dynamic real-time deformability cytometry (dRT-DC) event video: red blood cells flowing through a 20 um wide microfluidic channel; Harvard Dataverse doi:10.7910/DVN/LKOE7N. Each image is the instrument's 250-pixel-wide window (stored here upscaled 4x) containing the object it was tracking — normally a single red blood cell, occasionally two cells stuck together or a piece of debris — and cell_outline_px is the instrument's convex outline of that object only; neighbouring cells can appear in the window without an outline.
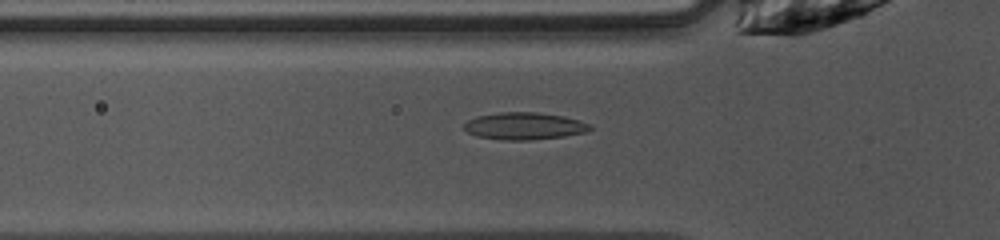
{"species": "common noctule bat (a hibernating species)", "species_latin": "Nyctalus noctula", "temperature_condition": "warm", "stored_images_in_passage": 47, "camera_frame_rate_fps": 3000, "um_per_image_px": 0.085, "animal": {"sex": "female", "body_mass_g": 10.0, "forearm_length_mm": 53.1}, "frame": {"image": 1, "passage_image": 14, "time_ms": 4.333, "image_size_px": [1000, 240], "cell_outline_px": [[592, 128], [588, 132], [564, 136], [528, 140], [504, 140], [476, 136], [468, 132], [464, 128], [464, 124], [468, 120], [476, 116], [500, 112], [536, 112], [564, 116], [580, 120], [588, 124]], "centroid_in_image_um": [44.57, 10.71], "position_along_channel_um": 81.2, "area_um2": 19.94}}
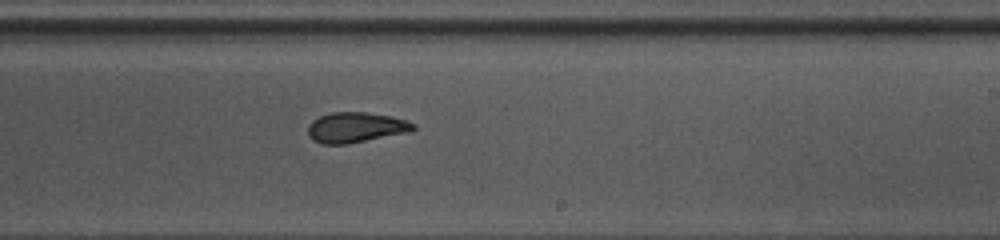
{"frame": {"image": 2, "passage_image": 27, "time_ms": 8.667, "image_size_px": [1000, 240], "cell_outline_px": [[416, 128], [412, 132], [348, 144], [324, 144], [312, 140], [308, 136], [308, 124], [312, 120], [320, 116], [332, 112], [364, 112], [388, 116], [404, 120], [416, 124]], "centroid_in_image_um": [30.23, 10.84], "position_along_channel_um": 258.8, "area_um2": 18.73}}
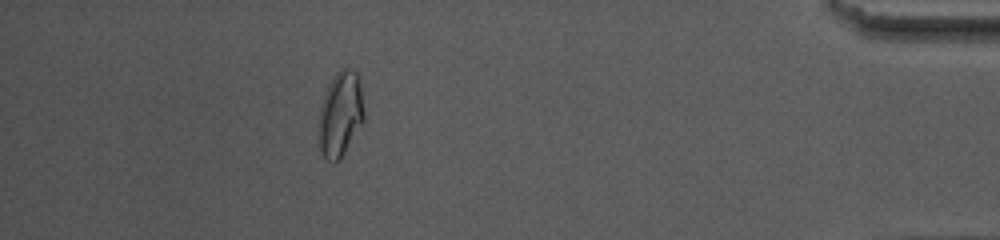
{"frame": {"image": 3, "passage_image": 42, "time_ms": 13.667, "image_size_px": [1000, 240], "cell_outline_px": [[364, 120], [340, 160], [332, 164], [320, 152], [316, 144], [316, 124], [320, 108], [328, 84], [336, 72], [340, 68], [348, 68], [356, 72], [360, 76], [364, 112]], "centroid_in_image_um": [28.89, 9.74], "position_along_channel_um": 406.3, "area_um2": 23.35}, "authors_computed_cell_mechanics": {"area_um2": 19.3052, "velocity_mm_per_s": 4.0757, "shape_relaxation_time_tau1_ms": 8.5224, "shape_relaxation_time_tau2_ms": 1.4773, "deformation_change_tau1": 0.2132, "deformation_change_tau2": 0.0664}}